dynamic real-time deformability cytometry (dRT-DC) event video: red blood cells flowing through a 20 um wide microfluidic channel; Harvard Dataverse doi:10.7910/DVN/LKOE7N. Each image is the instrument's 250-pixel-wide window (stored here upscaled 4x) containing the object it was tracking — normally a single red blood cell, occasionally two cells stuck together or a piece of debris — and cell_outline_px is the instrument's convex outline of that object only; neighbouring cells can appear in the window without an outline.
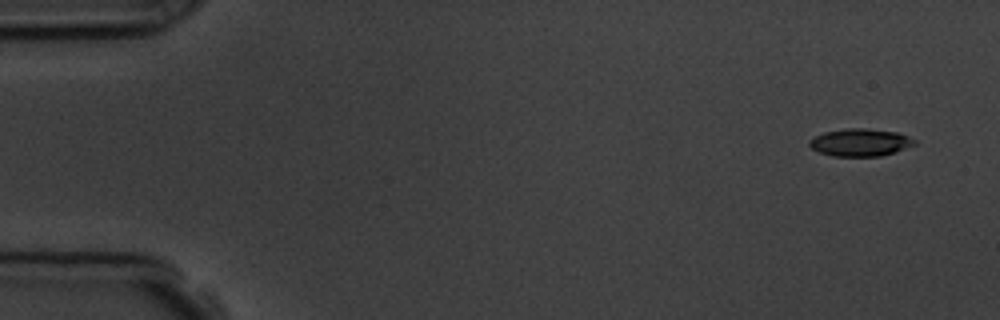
{"species": "common noctule bat (a hibernating species)", "species_latin": "Nyctalus noctula", "temperature_condition": "room temperature", "stored_images_in_passage": 6, "camera_frame_rate_fps": 3000, "um_per_image_px": 0.085, "animal": {"sex": "male", "body_mass_g": 19.5, "forearm_length_mm": 54.6}, "frame": {"image": 1, "passage_image": 1, "time_ms": 0.0, "image_size_px": [1000, 320], "cell_outline_px": [[916, 144], [896, 152], [880, 156], [832, 156], [820, 152], [812, 148], [808, 144], [808, 140], [824, 132], [848, 128], [864, 128], [896, 132], [908, 136], [916, 140]], "centroid_in_image_um": [73.13, 12.11], "position_along_channel_um": 11.9, "area_um2": 16.82}}
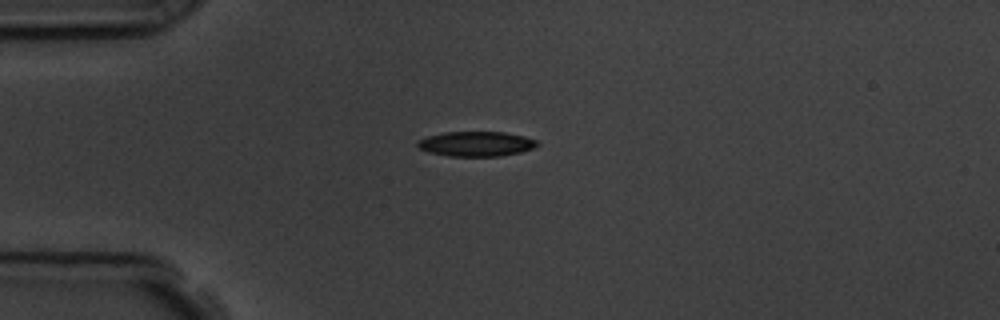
{"frame": {"image": 2, "passage_image": 4, "time_ms": 3.667, "image_size_px": [1000, 320], "cell_outline_px": [[540, 144], [532, 148], [520, 152], [500, 156], [448, 156], [428, 152], [420, 148], [416, 144], [420, 140], [428, 136], [444, 132], [504, 132], [524, 136], [536, 140]], "centroid_in_image_um": [40.48, 12.23], "position_along_channel_um": 44.5, "area_um2": 17.22}}
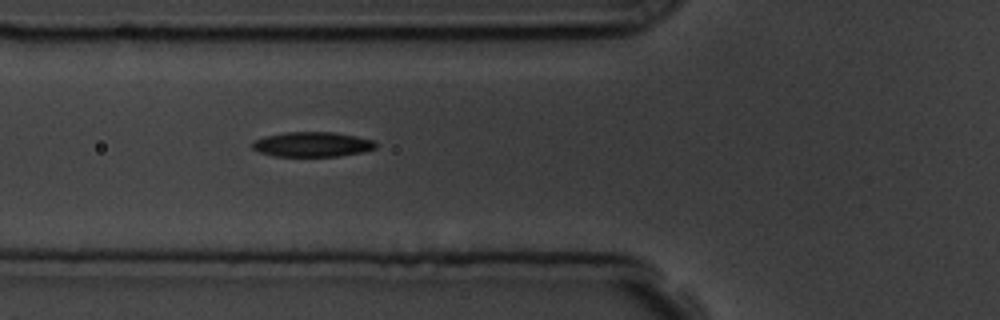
{"frame": {"image": 3, "passage_image": 6, "time_ms": 5.667, "image_size_px": [1000, 320], "cell_outline_px": [[376, 148], [360, 152], [336, 156], [272, 156], [260, 152], [252, 148], [252, 140], [264, 136], [284, 132], [332, 132], [356, 136], [372, 140], [376, 144]], "centroid_in_image_um": [26.48, 12.26], "position_along_channel_um": 99.3, "area_um2": 17.8}}